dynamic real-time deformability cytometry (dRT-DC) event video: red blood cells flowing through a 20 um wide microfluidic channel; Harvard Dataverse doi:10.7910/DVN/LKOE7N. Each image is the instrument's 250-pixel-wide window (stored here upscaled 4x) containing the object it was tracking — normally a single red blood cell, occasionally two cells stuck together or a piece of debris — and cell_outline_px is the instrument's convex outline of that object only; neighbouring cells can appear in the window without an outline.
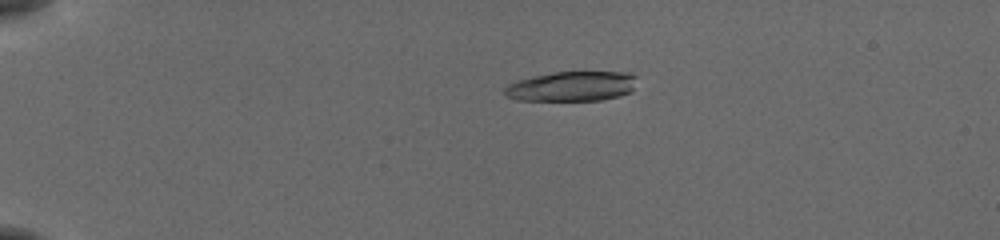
{"species": "common noctule bat (a hibernating species)", "species_latin": "Nyctalus noctula", "temperature_condition": "cold", "stored_images_in_passage": 56, "camera_frame_rate_fps": 3000, "um_per_image_px": 0.085, "animal": {"sex": "female", "body_mass_g": 19.5, "forearm_length_mm": 54.1}, "frame": {"image": 1, "passage_image": 14, "time_ms": 4.333, "image_size_px": [1000, 240], "cell_outline_px": [[636, 76], [632, 92], [620, 96], [600, 100], [516, 100], [504, 96], [504, 88], [508, 84], [516, 80], [532, 76], [552, 72], [632, 72]], "centroid_in_image_um": [48.58, 7.33], "position_along_channel_um": 36.4, "area_um2": 23.24}}
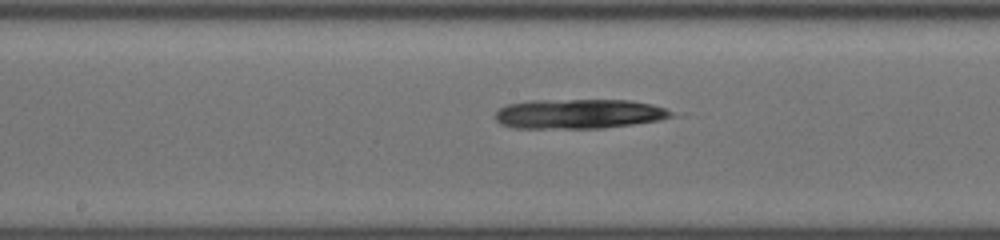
{"frame": {"image": 2, "passage_image": 32, "time_ms": 10.333, "image_size_px": [1000, 240], "cell_outline_px": [[680, 116], [660, 120], [632, 124], [600, 128], [512, 128], [500, 124], [496, 120], [496, 112], [500, 108], [508, 104], [532, 100], [632, 100], [652, 104], [664, 108]], "centroid_in_image_um": [49.24, 9.68], "position_along_channel_um": 199.0, "area_um2": 30.58}}
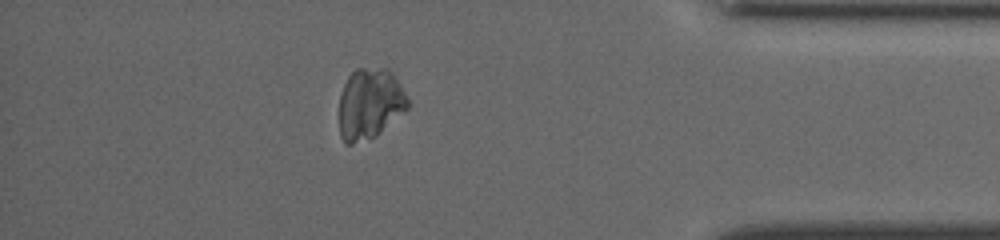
{"frame": {"image": 3, "passage_image": 50, "time_ms": 16.333, "image_size_px": [1000, 240], "cell_outline_px": [[408, 108], [376, 136], [352, 144], [344, 144], [340, 136], [340, 96], [344, 84], [348, 76], [356, 68], [388, 68], [392, 72], [408, 96]], "centroid_in_image_um": [31.44, 8.81], "position_along_channel_um": 403.8, "area_um2": 28.32}, "authors_computed_cell_mechanics": {"area_um2": 28.4376, "velocity_mm_per_s": 3.864, "shape_relaxation_time_tau1_ms": 4.4694, "shape_relaxation_time_tau2_ms": null, "deformation_change_tau1": 0.104, "deformation_change_tau2": null}}